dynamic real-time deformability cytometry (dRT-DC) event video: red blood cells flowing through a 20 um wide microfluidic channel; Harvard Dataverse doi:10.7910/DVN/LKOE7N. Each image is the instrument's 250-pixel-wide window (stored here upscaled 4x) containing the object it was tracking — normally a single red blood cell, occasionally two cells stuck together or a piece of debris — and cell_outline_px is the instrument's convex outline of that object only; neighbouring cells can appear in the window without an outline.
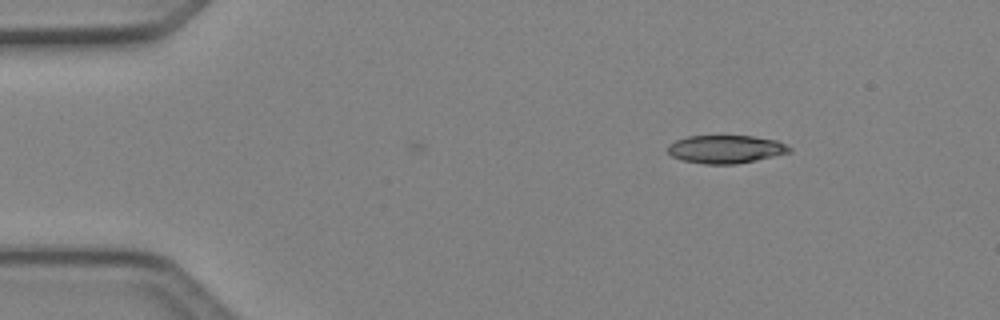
{"species": "Egyptian fruit bat (a non-hibernating species)", "species_latin": "Rousettus aegyptiacus", "temperature_condition": "cold", "stored_images_in_passage": 2, "camera_frame_rate_fps": 3000, "um_per_image_px": 0.085, "animal": {"sex": "female"}, "frame": {"image": 1, "passage_image": 2, "time_ms": 0.333, "image_size_px": [1000, 320], "cell_outline_px": [[792, 152], [756, 160], [736, 164], [704, 164], [680, 160], [672, 156], [668, 152], [668, 144], [676, 140], [688, 136], [752, 136], [776, 140], [792, 148]], "centroid_in_image_um": [61.68, 12.69], "position_along_channel_um": 23.3, "area_um2": 19.94}}